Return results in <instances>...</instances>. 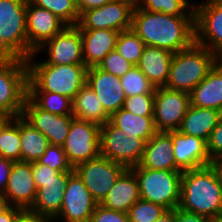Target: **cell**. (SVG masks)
<instances>
[{
    "label": "cell",
    "mask_w": 222,
    "mask_h": 222,
    "mask_svg": "<svg viewBox=\"0 0 222 222\" xmlns=\"http://www.w3.org/2000/svg\"><path fill=\"white\" fill-rule=\"evenodd\" d=\"M55 217L23 210L17 222H53Z\"/></svg>",
    "instance_id": "45"
},
{
    "label": "cell",
    "mask_w": 222,
    "mask_h": 222,
    "mask_svg": "<svg viewBox=\"0 0 222 222\" xmlns=\"http://www.w3.org/2000/svg\"><path fill=\"white\" fill-rule=\"evenodd\" d=\"M207 151L210 159L222 156V124L218 123L207 140Z\"/></svg>",
    "instance_id": "42"
},
{
    "label": "cell",
    "mask_w": 222,
    "mask_h": 222,
    "mask_svg": "<svg viewBox=\"0 0 222 222\" xmlns=\"http://www.w3.org/2000/svg\"><path fill=\"white\" fill-rule=\"evenodd\" d=\"M59 172V170H53L50 166L40 164L38 161L32 163V176L35 182L49 181Z\"/></svg>",
    "instance_id": "43"
},
{
    "label": "cell",
    "mask_w": 222,
    "mask_h": 222,
    "mask_svg": "<svg viewBox=\"0 0 222 222\" xmlns=\"http://www.w3.org/2000/svg\"><path fill=\"white\" fill-rule=\"evenodd\" d=\"M133 66L134 65L125 60L117 51L113 50L107 54L97 67L117 77H122Z\"/></svg>",
    "instance_id": "40"
},
{
    "label": "cell",
    "mask_w": 222,
    "mask_h": 222,
    "mask_svg": "<svg viewBox=\"0 0 222 222\" xmlns=\"http://www.w3.org/2000/svg\"><path fill=\"white\" fill-rule=\"evenodd\" d=\"M196 5L195 43L206 47L222 59V4L217 0H208Z\"/></svg>",
    "instance_id": "13"
},
{
    "label": "cell",
    "mask_w": 222,
    "mask_h": 222,
    "mask_svg": "<svg viewBox=\"0 0 222 222\" xmlns=\"http://www.w3.org/2000/svg\"><path fill=\"white\" fill-rule=\"evenodd\" d=\"M24 209L16 206H9L0 213V222H17Z\"/></svg>",
    "instance_id": "47"
},
{
    "label": "cell",
    "mask_w": 222,
    "mask_h": 222,
    "mask_svg": "<svg viewBox=\"0 0 222 222\" xmlns=\"http://www.w3.org/2000/svg\"><path fill=\"white\" fill-rule=\"evenodd\" d=\"M110 1L111 0H75V3L79 14H81L83 11L101 7Z\"/></svg>",
    "instance_id": "48"
},
{
    "label": "cell",
    "mask_w": 222,
    "mask_h": 222,
    "mask_svg": "<svg viewBox=\"0 0 222 222\" xmlns=\"http://www.w3.org/2000/svg\"><path fill=\"white\" fill-rule=\"evenodd\" d=\"M212 222H222V219H220V220H212Z\"/></svg>",
    "instance_id": "55"
},
{
    "label": "cell",
    "mask_w": 222,
    "mask_h": 222,
    "mask_svg": "<svg viewBox=\"0 0 222 222\" xmlns=\"http://www.w3.org/2000/svg\"><path fill=\"white\" fill-rule=\"evenodd\" d=\"M131 29L145 46L176 53L195 42L194 16H172L134 9Z\"/></svg>",
    "instance_id": "1"
},
{
    "label": "cell",
    "mask_w": 222,
    "mask_h": 222,
    "mask_svg": "<svg viewBox=\"0 0 222 222\" xmlns=\"http://www.w3.org/2000/svg\"><path fill=\"white\" fill-rule=\"evenodd\" d=\"M48 60L31 62L37 53L46 49ZM36 54V55H35ZM27 65H85L80 30L77 26H66L52 39L46 41L32 56Z\"/></svg>",
    "instance_id": "9"
},
{
    "label": "cell",
    "mask_w": 222,
    "mask_h": 222,
    "mask_svg": "<svg viewBox=\"0 0 222 222\" xmlns=\"http://www.w3.org/2000/svg\"><path fill=\"white\" fill-rule=\"evenodd\" d=\"M0 156L21 161L20 116L12 118L0 132Z\"/></svg>",
    "instance_id": "31"
},
{
    "label": "cell",
    "mask_w": 222,
    "mask_h": 222,
    "mask_svg": "<svg viewBox=\"0 0 222 222\" xmlns=\"http://www.w3.org/2000/svg\"><path fill=\"white\" fill-rule=\"evenodd\" d=\"M98 202L74 172L67 182L60 212L56 219L64 222H89Z\"/></svg>",
    "instance_id": "15"
},
{
    "label": "cell",
    "mask_w": 222,
    "mask_h": 222,
    "mask_svg": "<svg viewBox=\"0 0 222 222\" xmlns=\"http://www.w3.org/2000/svg\"><path fill=\"white\" fill-rule=\"evenodd\" d=\"M72 115L74 118L92 122L99 126L107 123L110 119L96 93L87 84L72 99Z\"/></svg>",
    "instance_id": "28"
},
{
    "label": "cell",
    "mask_w": 222,
    "mask_h": 222,
    "mask_svg": "<svg viewBox=\"0 0 222 222\" xmlns=\"http://www.w3.org/2000/svg\"><path fill=\"white\" fill-rule=\"evenodd\" d=\"M153 118L154 117L139 116L122 107L110 116L109 121L115 127L122 129L125 136H138L147 142L157 133Z\"/></svg>",
    "instance_id": "29"
},
{
    "label": "cell",
    "mask_w": 222,
    "mask_h": 222,
    "mask_svg": "<svg viewBox=\"0 0 222 222\" xmlns=\"http://www.w3.org/2000/svg\"><path fill=\"white\" fill-rule=\"evenodd\" d=\"M28 92H53L73 99L86 84L85 65H27Z\"/></svg>",
    "instance_id": "4"
},
{
    "label": "cell",
    "mask_w": 222,
    "mask_h": 222,
    "mask_svg": "<svg viewBox=\"0 0 222 222\" xmlns=\"http://www.w3.org/2000/svg\"><path fill=\"white\" fill-rule=\"evenodd\" d=\"M9 203L7 198L4 196L3 193H0V213L6 210L9 207Z\"/></svg>",
    "instance_id": "53"
},
{
    "label": "cell",
    "mask_w": 222,
    "mask_h": 222,
    "mask_svg": "<svg viewBox=\"0 0 222 222\" xmlns=\"http://www.w3.org/2000/svg\"><path fill=\"white\" fill-rule=\"evenodd\" d=\"M218 123V110L190 105L178 131L189 136L201 138L207 142L210 133Z\"/></svg>",
    "instance_id": "27"
},
{
    "label": "cell",
    "mask_w": 222,
    "mask_h": 222,
    "mask_svg": "<svg viewBox=\"0 0 222 222\" xmlns=\"http://www.w3.org/2000/svg\"><path fill=\"white\" fill-rule=\"evenodd\" d=\"M209 166L214 171L218 183L222 186V156L211 159L209 162Z\"/></svg>",
    "instance_id": "49"
},
{
    "label": "cell",
    "mask_w": 222,
    "mask_h": 222,
    "mask_svg": "<svg viewBox=\"0 0 222 222\" xmlns=\"http://www.w3.org/2000/svg\"><path fill=\"white\" fill-rule=\"evenodd\" d=\"M174 222H212L203 215L190 213L180 208L174 209Z\"/></svg>",
    "instance_id": "44"
},
{
    "label": "cell",
    "mask_w": 222,
    "mask_h": 222,
    "mask_svg": "<svg viewBox=\"0 0 222 222\" xmlns=\"http://www.w3.org/2000/svg\"><path fill=\"white\" fill-rule=\"evenodd\" d=\"M22 117L47 137L50 144L62 146L67 138L73 115H57L39 109L28 97Z\"/></svg>",
    "instance_id": "17"
},
{
    "label": "cell",
    "mask_w": 222,
    "mask_h": 222,
    "mask_svg": "<svg viewBox=\"0 0 222 222\" xmlns=\"http://www.w3.org/2000/svg\"><path fill=\"white\" fill-rule=\"evenodd\" d=\"M28 97V66L26 59L0 58V113L12 118L22 116Z\"/></svg>",
    "instance_id": "7"
},
{
    "label": "cell",
    "mask_w": 222,
    "mask_h": 222,
    "mask_svg": "<svg viewBox=\"0 0 222 222\" xmlns=\"http://www.w3.org/2000/svg\"><path fill=\"white\" fill-rule=\"evenodd\" d=\"M145 44L130 28L121 31L116 41L115 51L132 65H137L142 56Z\"/></svg>",
    "instance_id": "35"
},
{
    "label": "cell",
    "mask_w": 222,
    "mask_h": 222,
    "mask_svg": "<svg viewBox=\"0 0 222 222\" xmlns=\"http://www.w3.org/2000/svg\"><path fill=\"white\" fill-rule=\"evenodd\" d=\"M190 105V93L156 87L153 118L156 131H178Z\"/></svg>",
    "instance_id": "12"
},
{
    "label": "cell",
    "mask_w": 222,
    "mask_h": 222,
    "mask_svg": "<svg viewBox=\"0 0 222 222\" xmlns=\"http://www.w3.org/2000/svg\"><path fill=\"white\" fill-rule=\"evenodd\" d=\"M3 194L11 206L20 207L24 210L32 207L37 195L36 184L32 176V163L13 162Z\"/></svg>",
    "instance_id": "18"
},
{
    "label": "cell",
    "mask_w": 222,
    "mask_h": 222,
    "mask_svg": "<svg viewBox=\"0 0 222 222\" xmlns=\"http://www.w3.org/2000/svg\"><path fill=\"white\" fill-rule=\"evenodd\" d=\"M190 103L200 108L216 110L222 108V59L190 92Z\"/></svg>",
    "instance_id": "24"
},
{
    "label": "cell",
    "mask_w": 222,
    "mask_h": 222,
    "mask_svg": "<svg viewBox=\"0 0 222 222\" xmlns=\"http://www.w3.org/2000/svg\"><path fill=\"white\" fill-rule=\"evenodd\" d=\"M38 162L50 166L53 170L74 171L62 146L59 145L50 144Z\"/></svg>",
    "instance_id": "39"
},
{
    "label": "cell",
    "mask_w": 222,
    "mask_h": 222,
    "mask_svg": "<svg viewBox=\"0 0 222 222\" xmlns=\"http://www.w3.org/2000/svg\"><path fill=\"white\" fill-rule=\"evenodd\" d=\"M86 84L96 93L109 116L123 107L126 96L120 77L101 70L97 66L89 67Z\"/></svg>",
    "instance_id": "19"
},
{
    "label": "cell",
    "mask_w": 222,
    "mask_h": 222,
    "mask_svg": "<svg viewBox=\"0 0 222 222\" xmlns=\"http://www.w3.org/2000/svg\"><path fill=\"white\" fill-rule=\"evenodd\" d=\"M21 161L37 162L50 145L45 135L20 116Z\"/></svg>",
    "instance_id": "30"
},
{
    "label": "cell",
    "mask_w": 222,
    "mask_h": 222,
    "mask_svg": "<svg viewBox=\"0 0 222 222\" xmlns=\"http://www.w3.org/2000/svg\"><path fill=\"white\" fill-rule=\"evenodd\" d=\"M28 98L44 111L57 115H72V99L53 92H28Z\"/></svg>",
    "instance_id": "32"
},
{
    "label": "cell",
    "mask_w": 222,
    "mask_h": 222,
    "mask_svg": "<svg viewBox=\"0 0 222 222\" xmlns=\"http://www.w3.org/2000/svg\"><path fill=\"white\" fill-rule=\"evenodd\" d=\"M100 126L73 118L72 123L62 145L67 159L74 168L80 163L97 158L100 155Z\"/></svg>",
    "instance_id": "11"
},
{
    "label": "cell",
    "mask_w": 222,
    "mask_h": 222,
    "mask_svg": "<svg viewBox=\"0 0 222 222\" xmlns=\"http://www.w3.org/2000/svg\"><path fill=\"white\" fill-rule=\"evenodd\" d=\"M154 222H174V209L166 210L158 219Z\"/></svg>",
    "instance_id": "50"
},
{
    "label": "cell",
    "mask_w": 222,
    "mask_h": 222,
    "mask_svg": "<svg viewBox=\"0 0 222 222\" xmlns=\"http://www.w3.org/2000/svg\"><path fill=\"white\" fill-rule=\"evenodd\" d=\"M167 209L150 201L139 199L128 211L130 222H154Z\"/></svg>",
    "instance_id": "37"
},
{
    "label": "cell",
    "mask_w": 222,
    "mask_h": 222,
    "mask_svg": "<svg viewBox=\"0 0 222 222\" xmlns=\"http://www.w3.org/2000/svg\"><path fill=\"white\" fill-rule=\"evenodd\" d=\"M13 161L0 156V193H3L8 182Z\"/></svg>",
    "instance_id": "46"
},
{
    "label": "cell",
    "mask_w": 222,
    "mask_h": 222,
    "mask_svg": "<svg viewBox=\"0 0 222 222\" xmlns=\"http://www.w3.org/2000/svg\"><path fill=\"white\" fill-rule=\"evenodd\" d=\"M115 1L128 4L132 9H138L142 2V0H115Z\"/></svg>",
    "instance_id": "51"
},
{
    "label": "cell",
    "mask_w": 222,
    "mask_h": 222,
    "mask_svg": "<svg viewBox=\"0 0 222 222\" xmlns=\"http://www.w3.org/2000/svg\"><path fill=\"white\" fill-rule=\"evenodd\" d=\"M26 0H0V58L28 59Z\"/></svg>",
    "instance_id": "5"
},
{
    "label": "cell",
    "mask_w": 222,
    "mask_h": 222,
    "mask_svg": "<svg viewBox=\"0 0 222 222\" xmlns=\"http://www.w3.org/2000/svg\"><path fill=\"white\" fill-rule=\"evenodd\" d=\"M173 53L157 47L145 46L136 65L155 87H164L170 71Z\"/></svg>",
    "instance_id": "26"
},
{
    "label": "cell",
    "mask_w": 222,
    "mask_h": 222,
    "mask_svg": "<svg viewBox=\"0 0 222 222\" xmlns=\"http://www.w3.org/2000/svg\"><path fill=\"white\" fill-rule=\"evenodd\" d=\"M173 140L172 152L176 161V171L197 169L209 165L207 142L179 131L167 132Z\"/></svg>",
    "instance_id": "20"
},
{
    "label": "cell",
    "mask_w": 222,
    "mask_h": 222,
    "mask_svg": "<svg viewBox=\"0 0 222 222\" xmlns=\"http://www.w3.org/2000/svg\"><path fill=\"white\" fill-rule=\"evenodd\" d=\"M67 25L47 9L27 4L26 30L28 37V58L46 41L60 33Z\"/></svg>",
    "instance_id": "16"
},
{
    "label": "cell",
    "mask_w": 222,
    "mask_h": 222,
    "mask_svg": "<svg viewBox=\"0 0 222 222\" xmlns=\"http://www.w3.org/2000/svg\"><path fill=\"white\" fill-rule=\"evenodd\" d=\"M12 119L11 116L0 113V132L3 129V127Z\"/></svg>",
    "instance_id": "52"
},
{
    "label": "cell",
    "mask_w": 222,
    "mask_h": 222,
    "mask_svg": "<svg viewBox=\"0 0 222 222\" xmlns=\"http://www.w3.org/2000/svg\"><path fill=\"white\" fill-rule=\"evenodd\" d=\"M155 94H140L126 97L123 108L143 117H154Z\"/></svg>",
    "instance_id": "38"
},
{
    "label": "cell",
    "mask_w": 222,
    "mask_h": 222,
    "mask_svg": "<svg viewBox=\"0 0 222 222\" xmlns=\"http://www.w3.org/2000/svg\"><path fill=\"white\" fill-rule=\"evenodd\" d=\"M73 169L100 204L127 168L99 155L97 158L78 164Z\"/></svg>",
    "instance_id": "10"
},
{
    "label": "cell",
    "mask_w": 222,
    "mask_h": 222,
    "mask_svg": "<svg viewBox=\"0 0 222 222\" xmlns=\"http://www.w3.org/2000/svg\"><path fill=\"white\" fill-rule=\"evenodd\" d=\"M139 9L172 16H194V4L189 0H142Z\"/></svg>",
    "instance_id": "34"
},
{
    "label": "cell",
    "mask_w": 222,
    "mask_h": 222,
    "mask_svg": "<svg viewBox=\"0 0 222 222\" xmlns=\"http://www.w3.org/2000/svg\"><path fill=\"white\" fill-rule=\"evenodd\" d=\"M139 199L137 178L131 169H126L100 205L107 209L128 213L131 206Z\"/></svg>",
    "instance_id": "25"
},
{
    "label": "cell",
    "mask_w": 222,
    "mask_h": 222,
    "mask_svg": "<svg viewBox=\"0 0 222 222\" xmlns=\"http://www.w3.org/2000/svg\"><path fill=\"white\" fill-rule=\"evenodd\" d=\"M172 146V137L167 132H157L146 142L138 166L151 170H176Z\"/></svg>",
    "instance_id": "23"
},
{
    "label": "cell",
    "mask_w": 222,
    "mask_h": 222,
    "mask_svg": "<svg viewBox=\"0 0 222 222\" xmlns=\"http://www.w3.org/2000/svg\"><path fill=\"white\" fill-rule=\"evenodd\" d=\"M178 208L210 220L222 219V186L209 165L183 171Z\"/></svg>",
    "instance_id": "2"
},
{
    "label": "cell",
    "mask_w": 222,
    "mask_h": 222,
    "mask_svg": "<svg viewBox=\"0 0 222 222\" xmlns=\"http://www.w3.org/2000/svg\"><path fill=\"white\" fill-rule=\"evenodd\" d=\"M220 58L206 47L193 43L173 54L165 88L190 93Z\"/></svg>",
    "instance_id": "3"
},
{
    "label": "cell",
    "mask_w": 222,
    "mask_h": 222,
    "mask_svg": "<svg viewBox=\"0 0 222 222\" xmlns=\"http://www.w3.org/2000/svg\"><path fill=\"white\" fill-rule=\"evenodd\" d=\"M133 10L128 4L111 0L101 7L80 14L79 30L110 29L118 32L132 27Z\"/></svg>",
    "instance_id": "14"
},
{
    "label": "cell",
    "mask_w": 222,
    "mask_h": 222,
    "mask_svg": "<svg viewBox=\"0 0 222 222\" xmlns=\"http://www.w3.org/2000/svg\"><path fill=\"white\" fill-rule=\"evenodd\" d=\"M26 3L49 10L67 26L78 24L80 14L75 0H26Z\"/></svg>",
    "instance_id": "33"
},
{
    "label": "cell",
    "mask_w": 222,
    "mask_h": 222,
    "mask_svg": "<svg viewBox=\"0 0 222 222\" xmlns=\"http://www.w3.org/2000/svg\"><path fill=\"white\" fill-rule=\"evenodd\" d=\"M73 173L74 171H60L49 181L35 182L37 195L29 210L55 217L61 210L67 182Z\"/></svg>",
    "instance_id": "21"
},
{
    "label": "cell",
    "mask_w": 222,
    "mask_h": 222,
    "mask_svg": "<svg viewBox=\"0 0 222 222\" xmlns=\"http://www.w3.org/2000/svg\"><path fill=\"white\" fill-rule=\"evenodd\" d=\"M130 169L137 178L141 199L167 210L179 207L182 171L151 170L138 165Z\"/></svg>",
    "instance_id": "6"
},
{
    "label": "cell",
    "mask_w": 222,
    "mask_h": 222,
    "mask_svg": "<svg viewBox=\"0 0 222 222\" xmlns=\"http://www.w3.org/2000/svg\"><path fill=\"white\" fill-rule=\"evenodd\" d=\"M99 145L101 156L130 169L140 163L146 142L138 136H125L122 129L108 121L100 126Z\"/></svg>",
    "instance_id": "8"
},
{
    "label": "cell",
    "mask_w": 222,
    "mask_h": 222,
    "mask_svg": "<svg viewBox=\"0 0 222 222\" xmlns=\"http://www.w3.org/2000/svg\"><path fill=\"white\" fill-rule=\"evenodd\" d=\"M218 119H219V123L222 124V108H220V109L218 110Z\"/></svg>",
    "instance_id": "54"
},
{
    "label": "cell",
    "mask_w": 222,
    "mask_h": 222,
    "mask_svg": "<svg viewBox=\"0 0 222 222\" xmlns=\"http://www.w3.org/2000/svg\"><path fill=\"white\" fill-rule=\"evenodd\" d=\"M119 33L110 29L80 30L87 68L98 66L110 51L115 50Z\"/></svg>",
    "instance_id": "22"
},
{
    "label": "cell",
    "mask_w": 222,
    "mask_h": 222,
    "mask_svg": "<svg viewBox=\"0 0 222 222\" xmlns=\"http://www.w3.org/2000/svg\"><path fill=\"white\" fill-rule=\"evenodd\" d=\"M126 97L140 94H155L156 87L135 65L124 76L120 77Z\"/></svg>",
    "instance_id": "36"
},
{
    "label": "cell",
    "mask_w": 222,
    "mask_h": 222,
    "mask_svg": "<svg viewBox=\"0 0 222 222\" xmlns=\"http://www.w3.org/2000/svg\"><path fill=\"white\" fill-rule=\"evenodd\" d=\"M89 222H130L128 213L111 210L98 204Z\"/></svg>",
    "instance_id": "41"
}]
</instances>
